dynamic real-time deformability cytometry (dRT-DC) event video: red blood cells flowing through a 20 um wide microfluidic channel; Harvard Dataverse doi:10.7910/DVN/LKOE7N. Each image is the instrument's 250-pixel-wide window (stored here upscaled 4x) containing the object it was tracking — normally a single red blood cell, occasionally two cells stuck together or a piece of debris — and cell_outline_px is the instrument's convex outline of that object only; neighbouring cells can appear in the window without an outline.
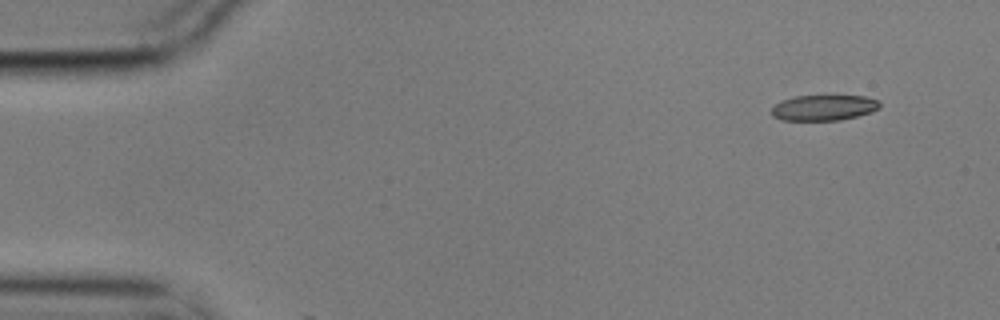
{"species": "common noctule bat (a hibernating species)", "species_latin": "Nyctalus noctula", "temperature_condition": "cold", "stored_images_in_passage": 5, "segment_of_instrument_passage": [1, 2], "camera_frame_rate_fps": 3000, "um_per_image_px": 0.085, "animal": {"sex": "male", "body_mass_g": 17.9}, "frame": {"image": 1, "passage_image": 1, "time_ms": 0.0, "image_size_px": [1000, 320], "cell_outline_px": [[880, 108], [872, 112], [840, 120], [780, 120], [772, 116], [772, 108], [780, 100], [796, 96], [864, 96], [880, 100]], "centroid_in_image_um": [70.03, 9.15], "position_along_channel_um": 15.0, "area_um2": 16.18}}